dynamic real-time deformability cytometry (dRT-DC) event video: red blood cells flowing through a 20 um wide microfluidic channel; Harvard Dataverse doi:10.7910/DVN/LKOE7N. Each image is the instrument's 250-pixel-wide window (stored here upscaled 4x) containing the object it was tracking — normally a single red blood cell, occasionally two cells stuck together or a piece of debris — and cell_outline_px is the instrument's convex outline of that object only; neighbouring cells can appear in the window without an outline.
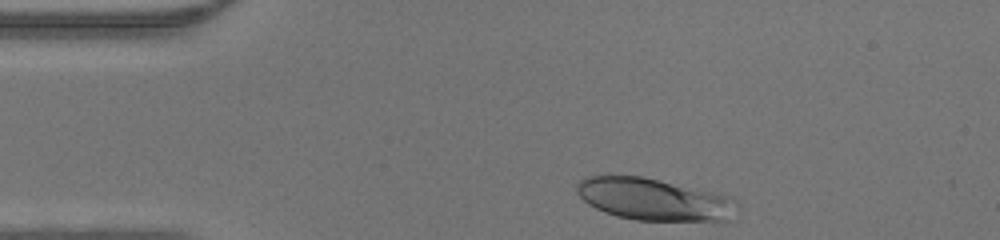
{"species": "human", "species_latin": "Homo sapiens", "temperature_condition": "warm", "stored_images_in_passage": 30, "camera_frame_rate_fps": 3000, "um_per_image_px": 0.085, "donor": {"sex": "male"}, "frame": {"image": 1, "passage_image": 1, "time_ms": 0.0, "image_size_px": [1000, 240], "cell_outline_px": [[740, 208], [728, 220], [720, 224], [636, 220], [616, 216], [604, 212], [588, 204], [576, 192], [576, 184], [584, 176], [644, 176], [728, 196], [736, 200], [740, 204]], "centroid_in_image_um": [55.69, 17.0], "position_along_channel_um": 29.3, "area_um2": 40.52}}
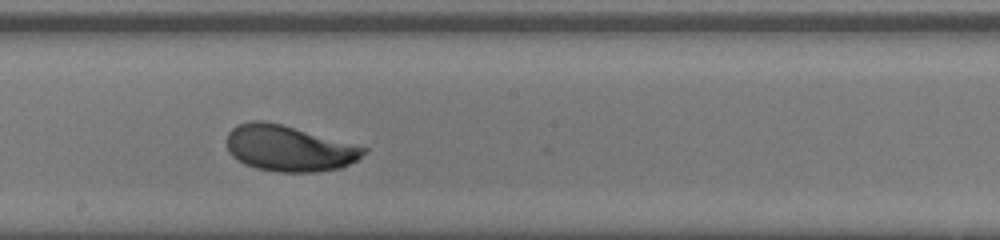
{"frame": {"image": 2, "passage_image": 18, "time_ms": 5.667, "image_size_px": [1000, 240], "cell_outline_px": [[368, 152], [356, 160], [340, 168], [316, 172], [276, 172], [256, 168], [244, 164], [232, 156], [228, 152], [228, 132], [232, 128], [240, 124], [252, 120], [264, 120], [280, 124], [368, 148]], "centroid_in_image_um": [24.55, 12.62], "position_along_channel_um": 223.7, "area_um2": 36.36}}
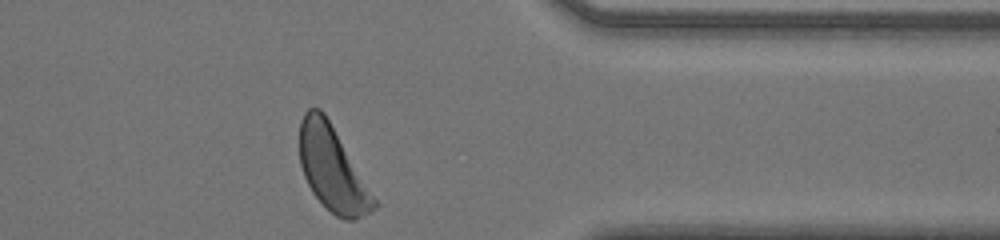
{"frame": {"image": 3, "passage_image": 30, "time_ms": 9.667, "image_size_px": [1000, 240], "cell_outline_px": [[380, 204], [372, 212], [352, 220], [344, 220], [336, 216], [312, 192], [304, 176], [300, 164], [300, 120], [304, 112], [308, 108], [320, 108], [324, 112]], "centroid_in_image_um": [28.27, 14.36], "position_along_channel_um": 383.1, "area_um2": 36.47}}